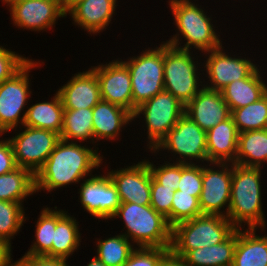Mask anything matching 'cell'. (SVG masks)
I'll return each mask as SVG.
<instances>
[{
  "mask_svg": "<svg viewBox=\"0 0 267 266\" xmlns=\"http://www.w3.org/2000/svg\"><path fill=\"white\" fill-rule=\"evenodd\" d=\"M236 248V230L221 243L189 250L184 256L188 266H232Z\"/></svg>",
  "mask_w": 267,
  "mask_h": 266,
  "instance_id": "27",
  "label": "cell"
},
{
  "mask_svg": "<svg viewBox=\"0 0 267 266\" xmlns=\"http://www.w3.org/2000/svg\"><path fill=\"white\" fill-rule=\"evenodd\" d=\"M18 128L20 129L18 133L8 138L12 145L16 165L36 174L53 152L60 140V135L50 130L28 126Z\"/></svg>",
  "mask_w": 267,
  "mask_h": 266,
  "instance_id": "11",
  "label": "cell"
},
{
  "mask_svg": "<svg viewBox=\"0 0 267 266\" xmlns=\"http://www.w3.org/2000/svg\"><path fill=\"white\" fill-rule=\"evenodd\" d=\"M257 228H237L232 266H267V235L256 234Z\"/></svg>",
  "mask_w": 267,
  "mask_h": 266,
  "instance_id": "24",
  "label": "cell"
},
{
  "mask_svg": "<svg viewBox=\"0 0 267 266\" xmlns=\"http://www.w3.org/2000/svg\"><path fill=\"white\" fill-rule=\"evenodd\" d=\"M57 92L64 109L93 108L101 100L100 85L91 67L74 74Z\"/></svg>",
  "mask_w": 267,
  "mask_h": 266,
  "instance_id": "20",
  "label": "cell"
},
{
  "mask_svg": "<svg viewBox=\"0 0 267 266\" xmlns=\"http://www.w3.org/2000/svg\"><path fill=\"white\" fill-rule=\"evenodd\" d=\"M96 144L92 148L60 139L44 165L35 174L36 192H52L78 184L104 162ZM95 148V149H94ZM97 148V149H96ZM99 152V153H98ZM84 178V179H83Z\"/></svg>",
  "mask_w": 267,
  "mask_h": 266,
  "instance_id": "1",
  "label": "cell"
},
{
  "mask_svg": "<svg viewBox=\"0 0 267 266\" xmlns=\"http://www.w3.org/2000/svg\"><path fill=\"white\" fill-rule=\"evenodd\" d=\"M81 0H61L62 8L67 12L73 5Z\"/></svg>",
  "mask_w": 267,
  "mask_h": 266,
  "instance_id": "45",
  "label": "cell"
},
{
  "mask_svg": "<svg viewBox=\"0 0 267 266\" xmlns=\"http://www.w3.org/2000/svg\"><path fill=\"white\" fill-rule=\"evenodd\" d=\"M40 63L39 60L30 59L17 73L0 84V134L14 129L18 131V126H23L27 113L25 108L30 105L28 101L32 94L29 73L40 68Z\"/></svg>",
  "mask_w": 267,
  "mask_h": 266,
  "instance_id": "8",
  "label": "cell"
},
{
  "mask_svg": "<svg viewBox=\"0 0 267 266\" xmlns=\"http://www.w3.org/2000/svg\"><path fill=\"white\" fill-rule=\"evenodd\" d=\"M4 134H0V137ZM17 168L12 145L8 138L0 139V175Z\"/></svg>",
  "mask_w": 267,
  "mask_h": 266,
  "instance_id": "42",
  "label": "cell"
},
{
  "mask_svg": "<svg viewBox=\"0 0 267 266\" xmlns=\"http://www.w3.org/2000/svg\"><path fill=\"white\" fill-rule=\"evenodd\" d=\"M26 109L23 126L50 130L60 135L63 128L64 108L57 91L51 101L38 102Z\"/></svg>",
  "mask_w": 267,
  "mask_h": 266,
  "instance_id": "26",
  "label": "cell"
},
{
  "mask_svg": "<svg viewBox=\"0 0 267 266\" xmlns=\"http://www.w3.org/2000/svg\"><path fill=\"white\" fill-rule=\"evenodd\" d=\"M175 194L173 188L164 187L151 175V207L162 214L171 226L172 199Z\"/></svg>",
  "mask_w": 267,
  "mask_h": 266,
  "instance_id": "38",
  "label": "cell"
},
{
  "mask_svg": "<svg viewBox=\"0 0 267 266\" xmlns=\"http://www.w3.org/2000/svg\"><path fill=\"white\" fill-rule=\"evenodd\" d=\"M199 199L190 194L176 190L172 199L171 227L176 224L201 216Z\"/></svg>",
  "mask_w": 267,
  "mask_h": 266,
  "instance_id": "35",
  "label": "cell"
},
{
  "mask_svg": "<svg viewBox=\"0 0 267 266\" xmlns=\"http://www.w3.org/2000/svg\"><path fill=\"white\" fill-rule=\"evenodd\" d=\"M263 169L233 163L227 218L236 228H257L265 233L267 220L262 209L261 184Z\"/></svg>",
  "mask_w": 267,
  "mask_h": 266,
  "instance_id": "2",
  "label": "cell"
},
{
  "mask_svg": "<svg viewBox=\"0 0 267 266\" xmlns=\"http://www.w3.org/2000/svg\"><path fill=\"white\" fill-rule=\"evenodd\" d=\"M148 163L152 177L161 185L168 188H173L174 191L178 190V185L181 177V163L171 162L169 159L163 164H158L156 166L153 161L150 162L148 159H145Z\"/></svg>",
  "mask_w": 267,
  "mask_h": 266,
  "instance_id": "36",
  "label": "cell"
},
{
  "mask_svg": "<svg viewBox=\"0 0 267 266\" xmlns=\"http://www.w3.org/2000/svg\"><path fill=\"white\" fill-rule=\"evenodd\" d=\"M112 218H120L127 237L136 247L171 248L172 227L151 205L121 202Z\"/></svg>",
  "mask_w": 267,
  "mask_h": 266,
  "instance_id": "4",
  "label": "cell"
},
{
  "mask_svg": "<svg viewBox=\"0 0 267 266\" xmlns=\"http://www.w3.org/2000/svg\"><path fill=\"white\" fill-rule=\"evenodd\" d=\"M56 206V228L54 231L51 257L67 259L79 249L81 233L79 222L70 213Z\"/></svg>",
  "mask_w": 267,
  "mask_h": 266,
  "instance_id": "25",
  "label": "cell"
},
{
  "mask_svg": "<svg viewBox=\"0 0 267 266\" xmlns=\"http://www.w3.org/2000/svg\"><path fill=\"white\" fill-rule=\"evenodd\" d=\"M160 46L143 50L123 61L129 69L133 96V113L142 103L164 90V41Z\"/></svg>",
  "mask_w": 267,
  "mask_h": 266,
  "instance_id": "7",
  "label": "cell"
},
{
  "mask_svg": "<svg viewBox=\"0 0 267 266\" xmlns=\"http://www.w3.org/2000/svg\"><path fill=\"white\" fill-rule=\"evenodd\" d=\"M78 199L84 211L96 220L112 219L121 202L116 185L106 174H94L80 183Z\"/></svg>",
  "mask_w": 267,
  "mask_h": 266,
  "instance_id": "14",
  "label": "cell"
},
{
  "mask_svg": "<svg viewBox=\"0 0 267 266\" xmlns=\"http://www.w3.org/2000/svg\"><path fill=\"white\" fill-rule=\"evenodd\" d=\"M265 162L267 164V129L239 133L235 163L261 168Z\"/></svg>",
  "mask_w": 267,
  "mask_h": 266,
  "instance_id": "28",
  "label": "cell"
},
{
  "mask_svg": "<svg viewBox=\"0 0 267 266\" xmlns=\"http://www.w3.org/2000/svg\"><path fill=\"white\" fill-rule=\"evenodd\" d=\"M96 257L106 266H122L136 246L122 233L96 241Z\"/></svg>",
  "mask_w": 267,
  "mask_h": 266,
  "instance_id": "32",
  "label": "cell"
},
{
  "mask_svg": "<svg viewBox=\"0 0 267 266\" xmlns=\"http://www.w3.org/2000/svg\"><path fill=\"white\" fill-rule=\"evenodd\" d=\"M23 204L0 200V237L12 245V239L20 233L28 220Z\"/></svg>",
  "mask_w": 267,
  "mask_h": 266,
  "instance_id": "34",
  "label": "cell"
},
{
  "mask_svg": "<svg viewBox=\"0 0 267 266\" xmlns=\"http://www.w3.org/2000/svg\"><path fill=\"white\" fill-rule=\"evenodd\" d=\"M13 266H70L67 259L46 256L23 255Z\"/></svg>",
  "mask_w": 267,
  "mask_h": 266,
  "instance_id": "41",
  "label": "cell"
},
{
  "mask_svg": "<svg viewBox=\"0 0 267 266\" xmlns=\"http://www.w3.org/2000/svg\"><path fill=\"white\" fill-rule=\"evenodd\" d=\"M195 57L192 50H181L164 42V90L184 105L204 86L201 77L203 62L199 63Z\"/></svg>",
  "mask_w": 267,
  "mask_h": 266,
  "instance_id": "6",
  "label": "cell"
},
{
  "mask_svg": "<svg viewBox=\"0 0 267 266\" xmlns=\"http://www.w3.org/2000/svg\"><path fill=\"white\" fill-rule=\"evenodd\" d=\"M12 245L0 237V266H13Z\"/></svg>",
  "mask_w": 267,
  "mask_h": 266,
  "instance_id": "43",
  "label": "cell"
},
{
  "mask_svg": "<svg viewBox=\"0 0 267 266\" xmlns=\"http://www.w3.org/2000/svg\"><path fill=\"white\" fill-rule=\"evenodd\" d=\"M236 229L225 216L202 214L172 227L170 249L183 257L189 250L225 241Z\"/></svg>",
  "mask_w": 267,
  "mask_h": 266,
  "instance_id": "5",
  "label": "cell"
},
{
  "mask_svg": "<svg viewBox=\"0 0 267 266\" xmlns=\"http://www.w3.org/2000/svg\"><path fill=\"white\" fill-rule=\"evenodd\" d=\"M117 3V0H81L66 15L71 16L75 26L92 36L107 29L119 6Z\"/></svg>",
  "mask_w": 267,
  "mask_h": 266,
  "instance_id": "19",
  "label": "cell"
},
{
  "mask_svg": "<svg viewBox=\"0 0 267 266\" xmlns=\"http://www.w3.org/2000/svg\"><path fill=\"white\" fill-rule=\"evenodd\" d=\"M60 139L69 142H90L94 145L92 108L64 109Z\"/></svg>",
  "mask_w": 267,
  "mask_h": 266,
  "instance_id": "30",
  "label": "cell"
},
{
  "mask_svg": "<svg viewBox=\"0 0 267 266\" xmlns=\"http://www.w3.org/2000/svg\"><path fill=\"white\" fill-rule=\"evenodd\" d=\"M92 117L94 144L100 140H118L122 129L133 121L130 111L104 100H100L92 108Z\"/></svg>",
  "mask_w": 267,
  "mask_h": 266,
  "instance_id": "21",
  "label": "cell"
},
{
  "mask_svg": "<svg viewBox=\"0 0 267 266\" xmlns=\"http://www.w3.org/2000/svg\"><path fill=\"white\" fill-rule=\"evenodd\" d=\"M164 150L173 153L171 155L175 156L173 159L177 157L175 161H172L175 163L204 164L209 162L206 132L185 114L169 130L167 136L159 145L150 152L156 156L157 153L159 155V151Z\"/></svg>",
  "mask_w": 267,
  "mask_h": 266,
  "instance_id": "10",
  "label": "cell"
},
{
  "mask_svg": "<svg viewBox=\"0 0 267 266\" xmlns=\"http://www.w3.org/2000/svg\"><path fill=\"white\" fill-rule=\"evenodd\" d=\"M232 168L233 163L228 162H208L202 165V192L199 197L202 214L227 217L230 205Z\"/></svg>",
  "mask_w": 267,
  "mask_h": 266,
  "instance_id": "12",
  "label": "cell"
},
{
  "mask_svg": "<svg viewBox=\"0 0 267 266\" xmlns=\"http://www.w3.org/2000/svg\"><path fill=\"white\" fill-rule=\"evenodd\" d=\"M238 133L267 129V92L254 103L231 111Z\"/></svg>",
  "mask_w": 267,
  "mask_h": 266,
  "instance_id": "33",
  "label": "cell"
},
{
  "mask_svg": "<svg viewBox=\"0 0 267 266\" xmlns=\"http://www.w3.org/2000/svg\"><path fill=\"white\" fill-rule=\"evenodd\" d=\"M224 48L222 45L218 49L204 52L201 55H205L206 59L202 63V68L204 67L203 71H206V74L203 72V76L208 79L205 81L207 79L203 78L204 87L208 89L221 91L235 80L248 77L259 66L257 63H253L250 58L231 56V53L226 52Z\"/></svg>",
  "mask_w": 267,
  "mask_h": 266,
  "instance_id": "13",
  "label": "cell"
},
{
  "mask_svg": "<svg viewBox=\"0 0 267 266\" xmlns=\"http://www.w3.org/2000/svg\"><path fill=\"white\" fill-rule=\"evenodd\" d=\"M170 248L136 247L122 266H158Z\"/></svg>",
  "mask_w": 267,
  "mask_h": 266,
  "instance_id": "40",
  "label": "cell"
},
{
  "mask_svg": "<svg viewBox=\"0 0 267 266\" xmlns=\"http://www.w3.org/2000/svg\"><path fill=\"white\" fill-rule=\"evenodd\" d=\"M29 60V57L26 58L11 49H7L4 45H0V84L11 78Z\"/></svg>",
  "mask_w": 267,
  "mask_h": 266,
  "instance_id": "39",
  "label": "cell"
},
{
  "mask_svg": "<svg viewBox=\"0 0 267 266\" xmlns=\"http://www.w3.org/2000/svg\"><path fill=\"white\" fill-rule=\"evenodd\" d=\"M260 69L258 66L248 77L235 80L221 90L230 111L254 103L267 92V81Z\"/></svg>",
  "mask_w": 267,
  "mask_h": 266,
  "instance_id": "23",
  "label": "cell"
},
{
  "mask_svg": "<svg viewBox=\"0 0 267 266\" xmlns=\"http://www.w3.org/2000/svg\"><path fill=\"white\" fill-rule=\"evenodd\" d=\"M238 134L232 116L206 132L208 161L235 163Z\"/></svg>",
  "mask_w": 267,
  "mask_h": 266,
  "instance_id": "22",
  "label": "cell"
},
{
  "mask_svg": "<svg viewBox=\"0 0 267 266\" xmlns=\"http://www.w3.org/2000/svg\"><path fill=\"white\" fill-rule=\"evenodd\" d=\"M184 114L203 131L208 132L221 121L228 119L231 111L221 91L203 86L197 95L185 105Z\"/></svg>",
  "mask_w": 267,
  "mask_h": 266,
  "instance_id": "18",
  "label": "cell"
},
{
  "mask_svg": "<svg viewBox=\"0 0 267 266\" xmlns=\"http://www.w3.org/2000/svg\"><path fill=\"white\" fill-rule=\"evenodd\" d=\"M158 266H188L184 258L176 255L171 249L161 258Z\"/></svg>",
  "mask_w": 267,
  "mask_h": 266,
  "instance_id": "44",
  "label": "cell"
},
{
  "mask_svg": "<svg viewBox=\"0 0 267 266\" xmlns=\"http://www.w3.org/2000/svg\"><path fill=\"white\" fill-rule=\"evenodd\" d=\"M54 208L43 206L35 224L34 242L25 255L51 257V246L56 228V206Z\"/></svg>",
  "mask_w": 267,
  "mask_h": 266,
  "instance_id": "31",
  "label": "cell"
},
{
  "mask_svg": "<svg viewBox=\"0 0 267 266\" xmlns=\"http://www.w3.org/2000/svg\"><path fill=\"white\" fill-rule=\"evenodd\" d=\"M3 2V4H7L5 6H7V9L8 7L10 8L13 4H15L16 2L20 1V0H1Z\"/></svg>",
  "mask_w": 267,
  "mask_h": 266,
  "instance_id": "47",
  "label": "cell"
},
{
  "mask_svg": "<svg viewBox=\"0 0 267 266\" xmlns=\"http://www.w3.org/2000/svg\"><path fill=\"white\" fill-rule=\"evenodd\" d=\"M185 105L163 90L139 105L132 114L133 121L142 120L147 130V148L153 151L184 115ZM143 116V117H142ZM143 118V119H141Z\"/></svg>",
  "mask_w": 267,
  "mask_h": 266,
  "instance_id": "9",
  "label": "cell"
},
{
  "mask_svg": "<svg viewBox=\"0 0 267 266\" xmlns=\"http://www.w3.org/2000/svg\"><path fill=\"white\" fill-rule=\"evenodd\" d=\"M9 9L16 28L35 32L53 29L59 18H66L61 0H20Z\"/></svg>",
  "mask_w": 267,
  "mask_h": 266,
  "instance_id": "15",
  "label": "cell"
},
{
  "mask_svg": "<svg viewBox=\"0 0 267 266\" xmlns=\"http://www.w3.org/2000/svg\"><path fill=\"white\" fill-rule=\"evenodd\" d=\"M86 266H106V265L102 263L96 256H94L93 259L90 260Z\"/></svg>",
  "mask_w": 267,
  "mask_h": 266,
  "instance_id": "46",
  "label": "cell"
},
{
  "mask_svg": "<svg viewBox=\"0 0 267 266\" xmlns=\"http://www.w3.org/2000/svg\"><path fill=\"white\" fill-rule=\"evenodd\" d=\"M35 193V174L29 169L17 167L0 175V200L24 204L26 197Z\"/></svg>",
  "mask_w": 267,
  "mask_h": 266,
  "instance_id": "29",
  "label": "cell"
},
{
  "mask_svg": "<svg viewBox=\"0 0 267 266\" xmlns=\"http://www.w3.org/2000/svg\"><path fill=\"white\" fill-rule=\"evenodd\" d=\"M106 173L117 187L120 202L150 205L151 172L145 159Z\"/></svg>",
  "mask_w": 267,
  "mask_h": 266,
  "instance_id": "17",
  "label": "cell"
},
{
  "mask_svg": "<svg viewBox=\"0 0 267 266\" xmlns=\"http://www.w3.org/2000/svg\"><path fill=\"white\" fill-rule=\"evenodd\" d=\"M107 63L91 66L100 85L101 100L121 106L133 114L129 69L119 58Z\"/></svg>",
  "mask_w": 267,
  "mask_h": 266,
  "instance_id": "16",
  "label": "cell"
},
{
  "mask_svg": "<svg viewBox=\"0 0 267 266\" xmlns=\"http://www.w3.org/2000/svg\"><path fill=\"white\" fill-rule=\"evenodd\" d=\"M167 2L174 17L173 23L176 25L177 33L169 40L166 39L165 43L181 50L191 51L195 48L201 53L222 46L221 37L217 29H214L216 26L213 25L212 14L208 15L207 11L203 10L204 7L199 6L193 0H169ZM182 38L186 40L185 43L182 42ZM181 44L184 45L181 46Z\"/></svg>",
  "mask_w": 267,
  "mask_h": 266,
  "instance_id": "3",
  "label": "cell"
},
{
  "mask_svg": "<svg viewBox=\"0 0 267 266\" xmlns=\"http://www.w3.org/2000/svg\"><path fill=\"white\" fill-rule=\"evenodd\" d=\"M178 190L199 199L202 192V164L181 163Z\"/></svg>",
  "mask_w": 267,
  "mask_h": 266,
  "instance_id": "37",
  "label": "cell"
}]
</instances>
